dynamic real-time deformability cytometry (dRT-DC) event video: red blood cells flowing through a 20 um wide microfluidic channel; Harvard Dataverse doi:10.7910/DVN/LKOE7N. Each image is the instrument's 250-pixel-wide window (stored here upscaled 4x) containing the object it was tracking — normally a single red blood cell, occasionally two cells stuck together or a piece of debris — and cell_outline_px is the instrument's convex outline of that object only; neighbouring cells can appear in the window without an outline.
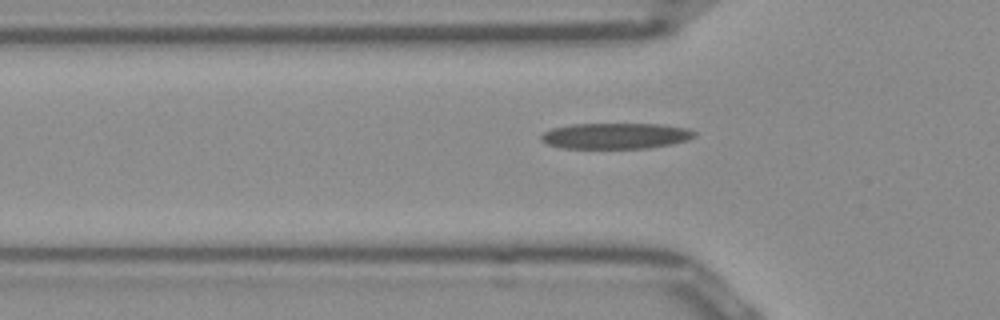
{"species": "Egyptian fruit bat (a non-hibernating species)", "species_latin": "Rousettus aegyptiacus", "temperature_condition": "room temperature", "stored_images_in_passage": 37, "camera_frame_rate_fps": 3000, "um_per_image_px": 0.085, "frame": {"image": 1, "passage_image": 2, "time_ms": 0.333, "image_size_px": [1000, 320], "cell_outline_px": [[696, 136], [688, 140], [672, 144], [648, 148], [564, 148], [548, 144], [540, 140], [540, 136], [544, 132], [552, 128], [572, 124], [660, 124], [688, 128], [696, 132]], "centroid_in_image_um": [52.35, 11.55], "position_along_channel_um": 73.4, "area_um2": 23.18}}
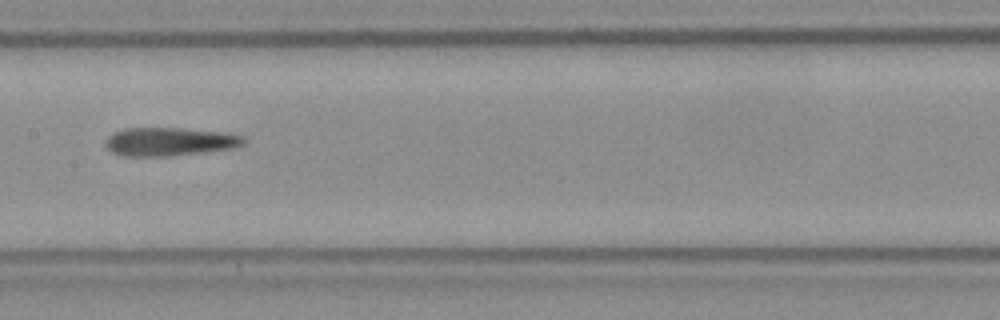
{"frame": {"image": 2, "passage_image": 11, "time_ms": 3.333, "image_size_px": [1000, 320], "cell_outline_px": [[244, 144], [232, 148], [200, 152], [164, 156], [124, 156], [112, 152], [104, 144], [104, 140], [112, 132], [124, 128], [184, 128], [224, 132], [244, 136]], "centroid_in_image_um": [14.36, 12.02], "position_along_channel_um": 193.0, "area_um2": 22.83}}
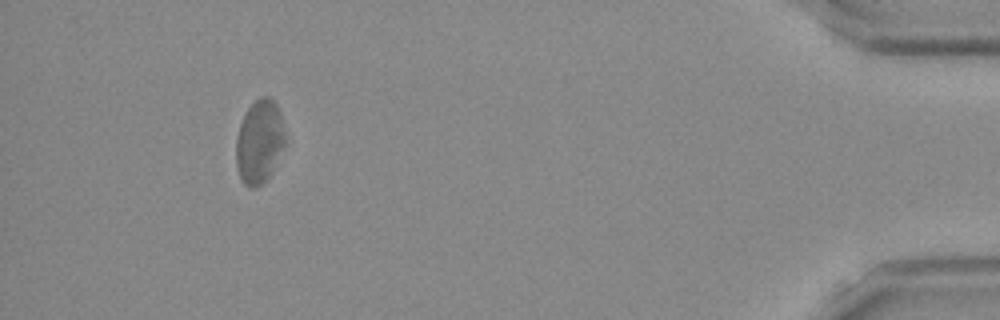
{"frame": {"image": 3, "passage_image": 33, "time_ms": 10.667, "image_size_px": [1000, 320], "cell_outline_px": [[288, 144], [272, 172], [260, 184], [252, 188], [244, 184], [240, 180], [236, 164], [236, 140], [240, 124], [248, 108], [260, 96], [268, 96], [276, 104], [280, 112]], "centroid_in_image_um": [22.09, 12.05], "position_along_channel_um": 413.1, "area_um2": 24.22}, "authors_computed_cell_mechanics": {"area_um2": 23.5824, "velocity_mm_per_s": 3.9401, "shape_relaxation_time_tau1_ms": null, "shape_relaxation_time_tau2_ms": 6.5055, "deformation_change_tau1": null, "deformation_change_tau2": 0.1973}}